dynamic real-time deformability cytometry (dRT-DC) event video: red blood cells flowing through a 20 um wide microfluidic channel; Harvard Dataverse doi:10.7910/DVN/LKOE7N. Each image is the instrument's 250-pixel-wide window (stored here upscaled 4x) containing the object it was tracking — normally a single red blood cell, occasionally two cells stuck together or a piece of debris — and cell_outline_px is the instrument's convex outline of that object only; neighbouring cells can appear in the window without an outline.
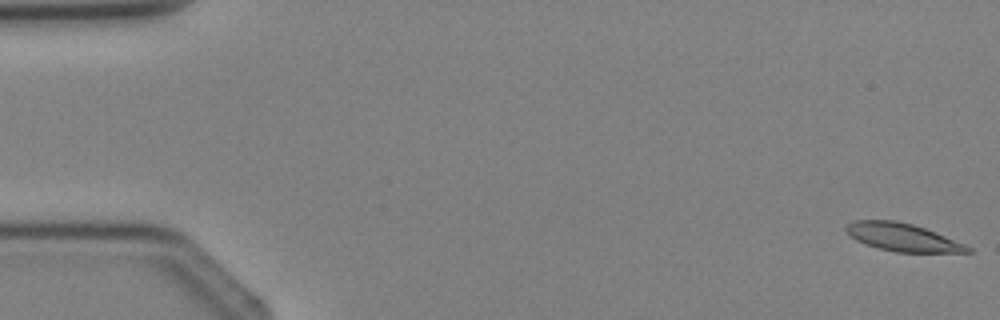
{"species": "Egyptian fruit bat (a non-hibernating species)", "species_latin": "Rousettus aegyptiacus", "temperature_condition": "cold", "stored_images_in_passage": 3, "camera_frame_rate_fps": 3000, "um_per_image_px": 0.085, "animal": {"sex": "female"}, "frame": {"image": 1, "passage_image": 1, "time_ms": 0.0, "image_size_px": [1000, 320], "cell_outline_px": [[972, 252], [896, 252], [880, 248], [856, 240], [844, 228], [852, 220], [892, 220], [912, 224], [924, 228], [964, 244], [972, 248]], "centroid_in_image_um": [76.7, 20.16], "position_along_channel_um": 8.3, "area_um2": 19.25}}